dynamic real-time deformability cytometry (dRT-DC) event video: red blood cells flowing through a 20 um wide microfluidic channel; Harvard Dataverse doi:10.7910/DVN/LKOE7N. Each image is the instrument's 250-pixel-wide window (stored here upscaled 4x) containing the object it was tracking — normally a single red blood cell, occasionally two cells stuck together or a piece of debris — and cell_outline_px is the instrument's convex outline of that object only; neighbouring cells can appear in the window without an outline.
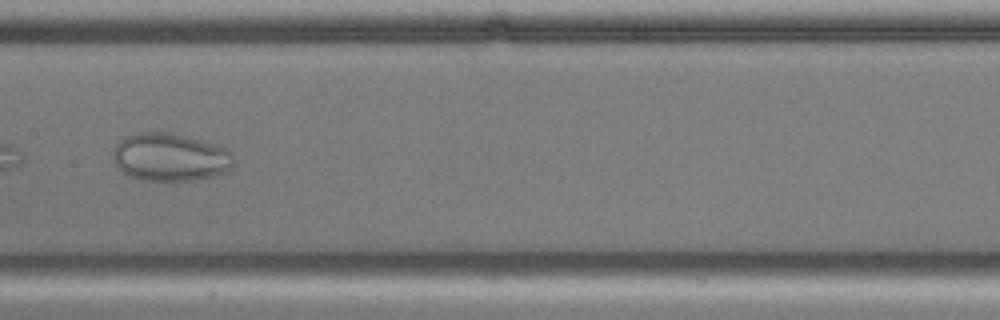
{"species": "common noctule bat (a hibernating species)", "species_latin": "Nyctalus noctula", "temperature_condition": "cold", "stored_images_in_passage": 35, "camera_frame_rate_fps": 3000, "um_per_image_px": 0.085, "animal": {"sex": "male", "body_mass_g": 17.9, "forearm_length_mm": 54.2}, "frame": {"image": 1, "passage_image": 11, "time_ms": 3.333, "image_size_px": [1000, 320], "cell_outline_px": [[232, 168], [224, 172], [212, 176], [196, 180], [140, 180], [124, 172], [116, 164], [112, 156], [112, 152], [116, 144], [124, 136], [136, 132], [168, 132], [216, 144], [228, 148], [232, 152]], "centroid_in_image_um": [14.45, 13.34], "position_along_channel_um": 192.9, "area_um2": 33.64}}